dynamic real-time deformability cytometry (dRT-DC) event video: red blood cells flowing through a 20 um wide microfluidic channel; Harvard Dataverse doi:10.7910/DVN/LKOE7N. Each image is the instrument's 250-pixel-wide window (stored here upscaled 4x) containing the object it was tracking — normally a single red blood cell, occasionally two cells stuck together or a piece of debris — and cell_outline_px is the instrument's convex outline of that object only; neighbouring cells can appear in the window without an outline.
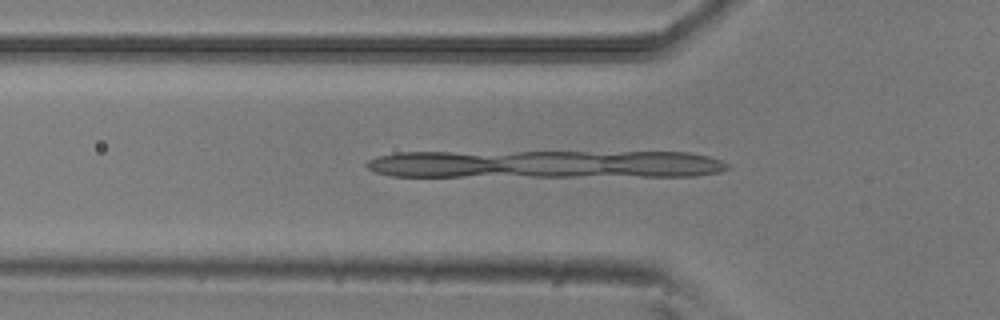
{"species": "common noctule bat (a hibernating species)", "species_latin": "Nyctalus noctula", "temperature_condition": "room temperature", "stored_images_in_passage": 15, "segment_of_instrument_passage": [2, 2], "camera_frame_rate_fps": 3000, "um_per_image_px": 0.085, "animal": {"sex": "male", "body_mass_g": 20.5, "forearm_length_mm": 52.5}, "frame": {"image": 1, "passage_image": 9, "time_ms": 2.667, "image_size_px": [1000, 320], "cell_outline_px": [[508, 168], [444, 176], [412, 176], [392, 156], [464, 156], [484, 160]], "centroid_in_image_um": [37.76, 14.05], "position_along_channel_um": 88.0, "area_um2": 11.79}}
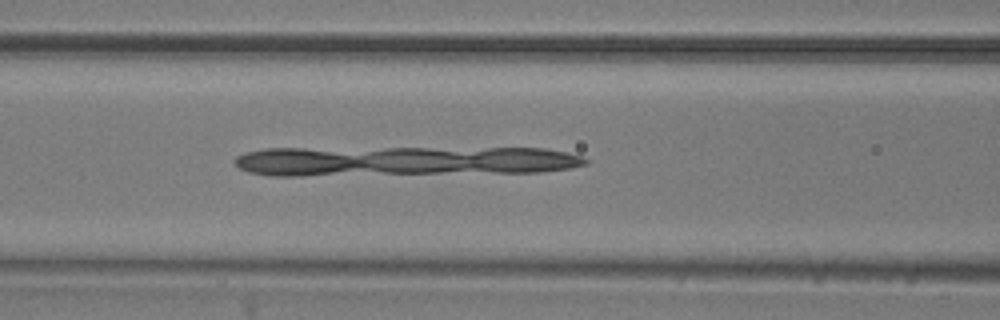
{"frame": {"image": 2, "passage_image": 13, "time_ms": 4.0, "image_size_px": [1000, 320], "cell_outline_px": [[364, 164], [316, 172], [264, 172], [260, 168], [264, 152], [316, 152], [356, 160]], "centroid_in_image_um": [25.8, 13.78], "position_along_channel_um": 140.8, "area_um2": 11.62}}